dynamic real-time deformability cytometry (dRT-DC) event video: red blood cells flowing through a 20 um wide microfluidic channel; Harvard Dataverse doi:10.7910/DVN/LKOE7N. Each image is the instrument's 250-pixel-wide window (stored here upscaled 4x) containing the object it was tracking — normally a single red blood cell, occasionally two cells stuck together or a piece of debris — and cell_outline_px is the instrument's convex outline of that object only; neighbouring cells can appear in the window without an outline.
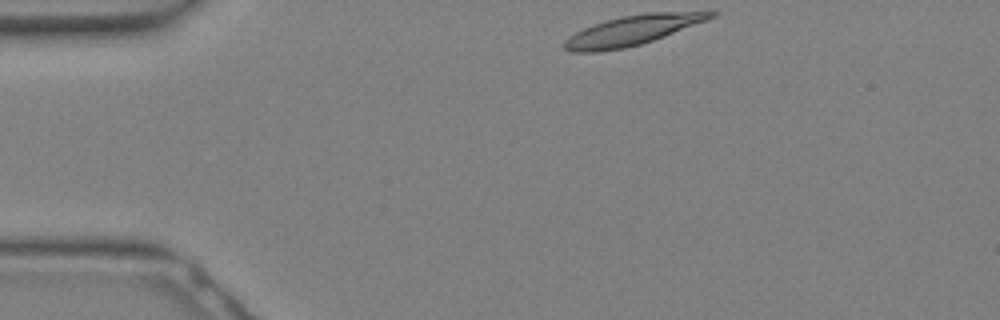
{"species": "Egyptian fruit bat (a non-hibernating species)", "species_latin": "Rousettus aegyptiacus", "temperature_condition": "warm", "stored_images_in_passage": 26, "camera_frame_rate_fps": 3000, "um_per_image_px": 0.085, "animal": {"sex": "female"}, "frame": {"image": 1, "passage_image": 1, "time_ms": 0.0, "image_size_px": [1000, 320], "cell_outline_px": [[716, 16], [664, 36], [640, 44], [624, 48], [596, 52], [572, 52], [564, 48], [564, 40], [568, 36], [592, 24], [624, 16], [648, 12], [716, 12]], "centroid_in_image_um": [53.68, 2.59], "position_along_channel_um": 31.3, "area_um2": 24.8}}
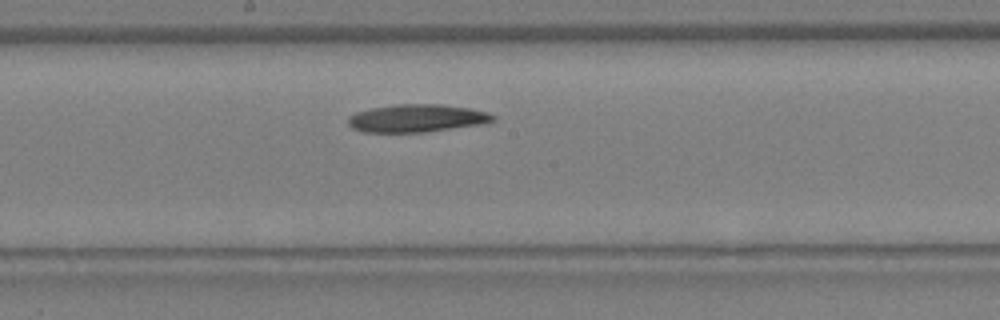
{"frame": {"image": 2, "passage_image": 12, "time_ms": 3.667, "image_size_px": [1000, 320], "cell_outline_px": [[496, 120], [480, 124], [424, 132], [364, 132], [352, 128], [348, 124], [348, 116], [356, 112], [372, 108], [400, 104], [440, 104], [468, 108], [488, 112], [496, 116]], "centroid_in_image_um": [35.42, 10.05], "position_along_channel_um": 212.8, "area_um2": 23.29}}
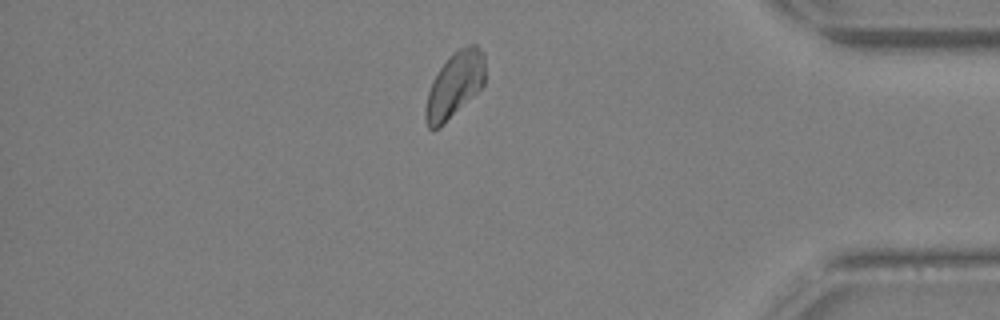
{"frame": {"image": 3, "passage_image": 22, "time_ms": 7.0, "image_size_px": [1000, 320], "cell_outline_px": [[484, 84], [440, 128], [428, 128], [424, 120], [424, 112], [428, 92], [432, 80], [440, 68], [460, 48], [468, 44], [476, 44], [484, 52]], "centroid_in_image_um": [38.63, 7.23], "position_along_channel_um": 396.6, "area_um2": 22.31}}